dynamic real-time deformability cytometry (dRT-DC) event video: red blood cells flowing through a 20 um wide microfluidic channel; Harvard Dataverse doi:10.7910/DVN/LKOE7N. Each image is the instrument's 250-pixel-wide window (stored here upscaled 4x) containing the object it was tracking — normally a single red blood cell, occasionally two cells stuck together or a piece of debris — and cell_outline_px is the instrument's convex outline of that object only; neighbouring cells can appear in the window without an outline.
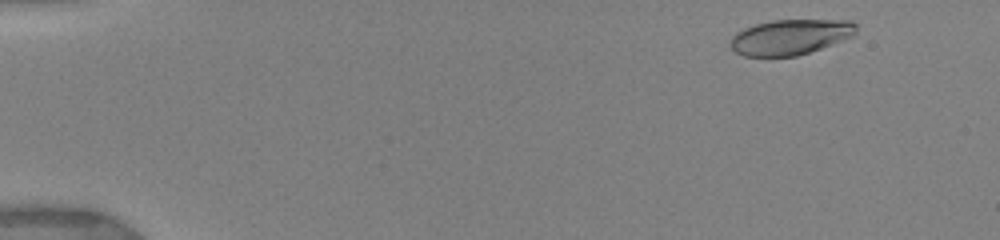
{"species": "human", "species_latin": "Homo sapiens", "temperature_condition": "warm", "stored_images_in_passage": 61, "camera_frame_rate_fps": 3000, "um_per_image_px": 0.085, "donor": {"sex": "female"}, "frame": {"image": 1, "passage_image": 8, "time_ms": 1.333, "image_size_px": [1000, 240], "cell_outline_px": [[856, 36], [796, 56], [744, 56], [736, 52], [732, 48], [732, 36], [736, 32], [744, 28], [756, 24], [772, 20], [852, 20], [856, 24]], "centroid_in_image_um": [67.22, 3.13], "position_along_channel_um": 17.8, "area_um2": 25.84}}
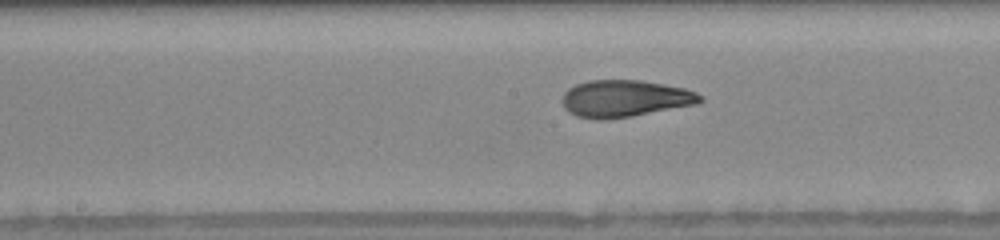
{"frame": {"image": 2, "passage_image": 38, "time_ms": 9.0, "image_size_px": [1000, 240], "cell_outline_px": [[704, 100], [696, 104], [632, 116], [604, 120], [596, 120], [576, 116], [568, 112], [564, 108], [560, 100], [564, 92], [568, 88], [576, 84], [588, 80], [640, 80], [684, 88], [696, 92], [704, 96]], "centroid_in_image_um": [53.07, 8.38], "position_along_channel_um": 195.1, "area_um2": 29.94}}
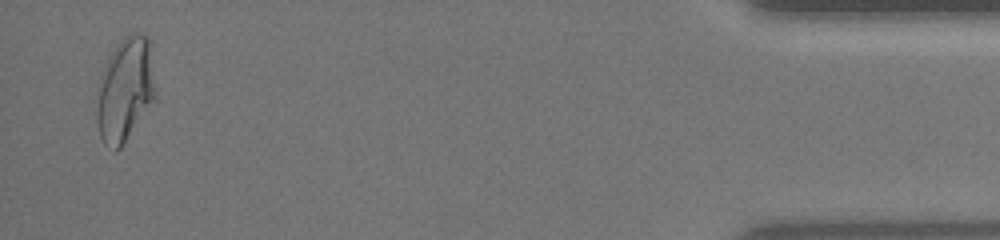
{"frame": {"image": 3, "passage_image": 60, "time_ms": 16.667, "image_size_px": [1000, 240], "cell_outline_px": [[152, 96], [120, 148], [116, 152], [104, 144], [100, 136], [96, 120], [96, 84], [108, 56], [120, 40], [128, 32], [136, 32], [148, 36], [152, 84]], "centroid_in_image_um": [10.5, 7.57], "position_along_channel_um": 424.7, "area_um2": 34.28}, "authors_computed_cell_mechanics": {"area_um2": 28.8422, "velocity_mm_per_s": 3.9194, "shape_relaxation_time_tau1_ms": 7.1872, "shape_relaxation_time_tau2_ms": 1.1591, "deformation_change_tau1": 0.2533, "deformation_change_tau2": 0.0728}}